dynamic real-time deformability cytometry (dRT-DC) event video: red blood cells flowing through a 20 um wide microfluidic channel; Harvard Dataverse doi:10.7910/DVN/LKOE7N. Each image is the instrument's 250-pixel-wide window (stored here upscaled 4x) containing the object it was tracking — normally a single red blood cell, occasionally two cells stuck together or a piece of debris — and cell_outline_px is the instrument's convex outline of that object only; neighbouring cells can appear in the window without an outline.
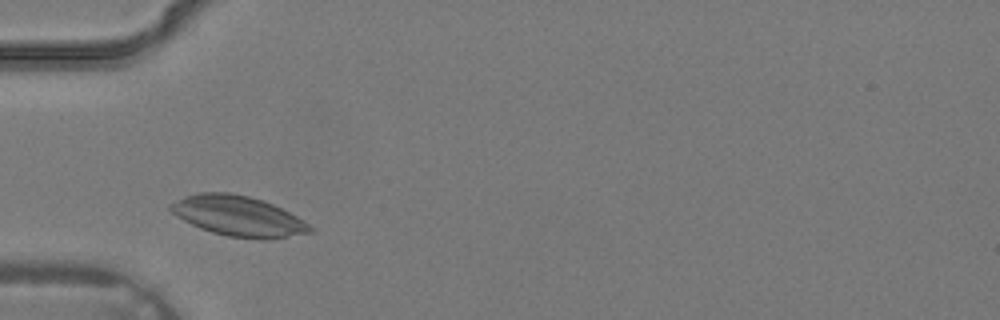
{"species": "common noctule bat (a hibernating species)", "species_latin": "Nyctalus noctula", "temperature_condition": "warm", "stored_images_in_passage": 2, "camera_frame_rate_fps": 3000, "um_per_image_px": 0.085, "animal": {"sex": "male", "body_mass_g": 19.2, "forearm_length_mm": 51.8}, "frame": {"image": 1, "passage_image": 1, "time_ms": 0.0, "image_size_px": [1000, 320], "cell_outline_px": [[312, 232], [260, 240], [228, 236], [212, 232], [200, 228], [176, 216], [168, 208], [168, 204], [184, 196], [196, 192], [232, 192], [264, 200], [304, 220], [312, 228]], "centroid_in_image_um": [20.2, 18.35], "position_along_channel_um": 64.8, "area_um2": 32.6}}
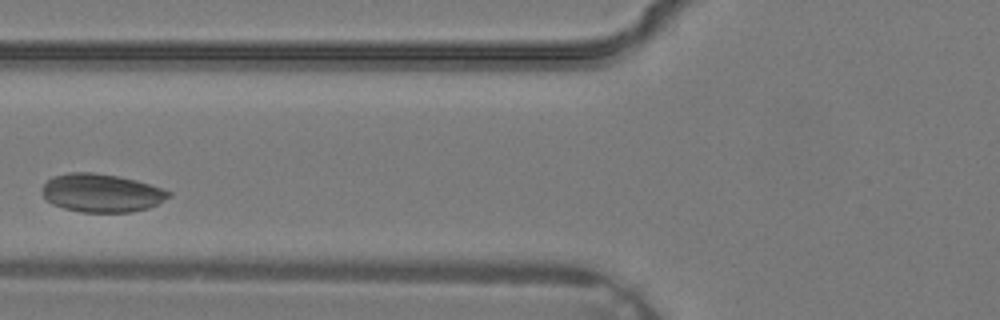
{"frame": {"image": 2, "passage_image": 2, "time_ms": 0.333, "image_size_px": [1000, 320], "cell_outline_px": [[172, 196], [148, 208], [132, 212], [80, 212], [64, 208], [52, 204], [44, 200], [44, 184], [52, 176], [68, 172], [92, 172], [120, 176], [136, 180], [172, 192]], "centroid_in_image_um": [8.62, 16.4], "position_along_channel_um": 117.2, "area_um2": 28.26}}